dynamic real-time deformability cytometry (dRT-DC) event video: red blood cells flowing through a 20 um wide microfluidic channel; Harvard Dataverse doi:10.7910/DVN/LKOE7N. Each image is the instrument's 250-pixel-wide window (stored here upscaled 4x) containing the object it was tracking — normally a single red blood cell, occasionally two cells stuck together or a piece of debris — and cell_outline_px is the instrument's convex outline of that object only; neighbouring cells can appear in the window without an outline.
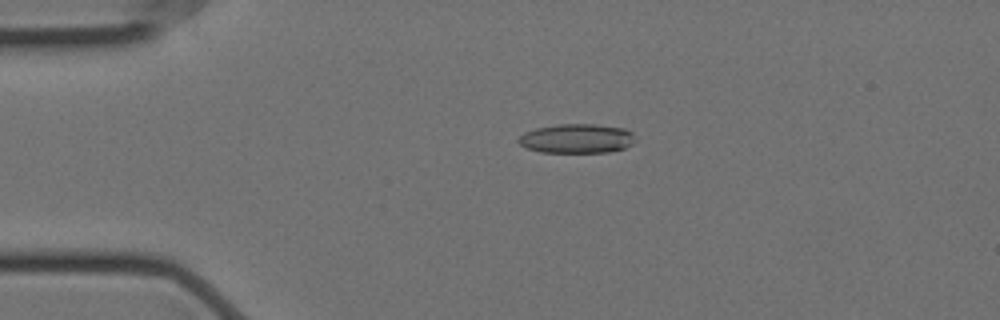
{"species": "Egyptian fruit bat (a non-hibernating species)", "species_latin": "Rousettus aegyptiacus", "temperature_condition": "cold", "stored_images_in_passage": 57, "camera_frame_rate_fps": 3000, "um_per_image_px": 0.085, "animal": {"sex": "female"}, "frame": {"image": 1, "passage_image": 12, "time_ms": 3.667, "image_size_px": [1000, 320], "cell_outline_px": [[636, 140], [632, 144], [624, 148], [608, 152], [540, 152], [528, 148], [520, 144], [516, 140], [524, 132], [536, 128], [556, 124], [596, 124], [624, 128], [632, 132]], "centroid_in_image_um": [49.03, 11.77], "position_along_channel_um": 36.0, "area_um2": 20.0}}
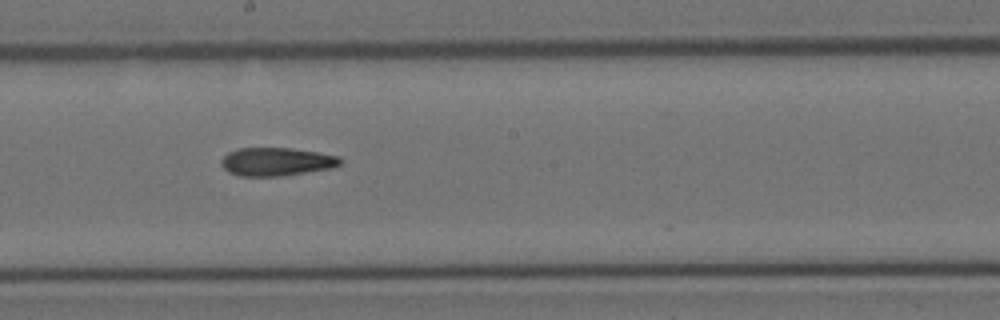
{"frame": {"image": 2, "passage_image": 31, "time_ms": 10.0, "image_size_px": [1000, 320], "cell_outline_px": [[344, 160], [340, 164], [332, 168], [280, 176], [240, 176], [228, 172], [220, 164], [220, 160], [228, 152], [240, 148], [292, 148], [340, 156]], "centroid_in_image_um": [23.5, 13.74], "position_along_channel_um": 224.7, "area_um2": 19.65}}
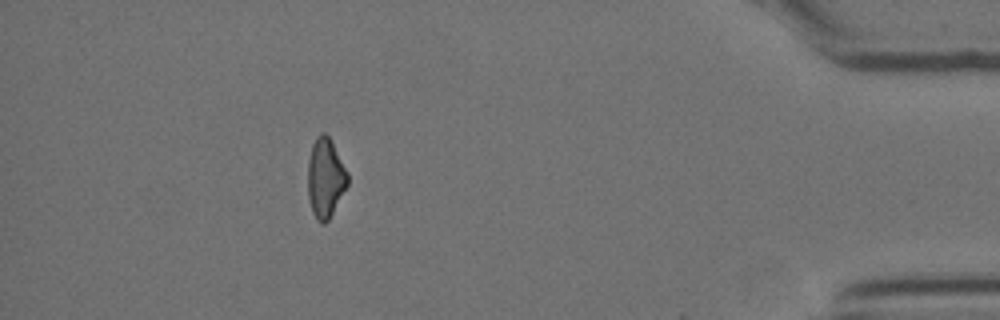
{"frame": {"image": 3, "passage_image": 51, "time_ms": 16.667, "image_size_px": [1000, 320], "cell_outline_px": [[348, 184], [328, 220], [324, 224], [320, 224], [316, 220], [312, 212], [308, 196], [308, 160], [312, 144], [316, 136], [320, 132], [324, 132], [332, 140], [348, 172]], "centroid_in_image_um": [27.65, 15.1], "position_along_channel_um": 407.5, "area_um2": 18.61}, "authors_computed_cell_mechanics": {"area_um2": 19.652, "velocity_mm_per_s": 3.5332, "shape_relaxation_time_tau1_ms": null, "shape_relaxation_time_tau2_ms": 6.2074, "deformation_change_tau1": null, "deformation_change_tau2": 0.1695}}